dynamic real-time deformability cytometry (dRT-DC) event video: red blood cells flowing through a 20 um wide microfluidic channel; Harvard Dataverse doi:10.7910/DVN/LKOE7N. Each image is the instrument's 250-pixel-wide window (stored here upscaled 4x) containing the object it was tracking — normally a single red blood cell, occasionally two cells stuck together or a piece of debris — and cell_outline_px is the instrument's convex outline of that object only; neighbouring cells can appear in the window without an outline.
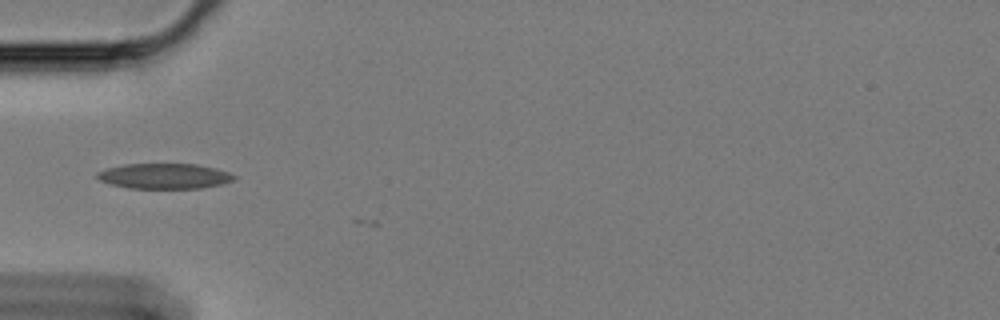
{"species": "Egyptian fruit bat (a non-hibernating species)", "species_latin": "Rousettus aegyptiacus", "temperature_condition": "cold", "stored_images_in_passage": 5, "camera_frame_rate_fps": 3000, "um_per_image_px": 0.085, "animal": {"sex": "female"}, "frame": {"image": 1, "passage_image": 4, "time_ms": 1.0, "image_size_px": [1000, 320], "cell_outline_px": [[236, 176], [232, 180], [220, 184], [200, 188], [128, 188], [112, 184], [100, 180], [96, 176], [96, 172], [108, 168], [124, 164], [196, 164], [216, 168], [228, 172]], "centroid_in_image_um": [13.95, 14.96], "position_along_channel_um": 71.0, "area_um2": 20.0}}